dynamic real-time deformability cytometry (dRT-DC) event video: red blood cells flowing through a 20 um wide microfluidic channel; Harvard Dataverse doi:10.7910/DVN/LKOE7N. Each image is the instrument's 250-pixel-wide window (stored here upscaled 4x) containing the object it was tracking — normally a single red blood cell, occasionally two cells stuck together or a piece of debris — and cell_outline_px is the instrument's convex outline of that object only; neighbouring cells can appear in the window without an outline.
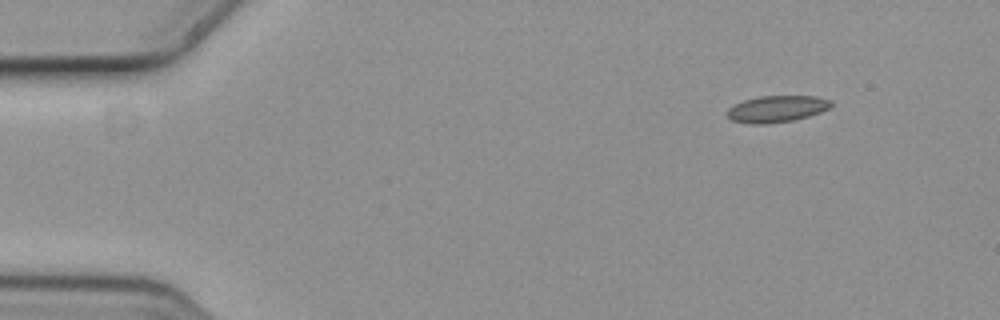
{"species": "common noctule bat (a hibernating species)", "species_latin": "Nyctalus noctula", "temperature_condition": "cold", "stored_images_in_passage": 3, "camera_frame_rate_fps": 3000, "um_per_image_px": 0.085, "animal": {"sex": "female", "body_mass_g": 19.3, "forearm_length_mm": 54.1}, "frame": {"image": 1, "passage_image": 1, "time_ms": 0.0, "image_size_px": [1000, 320], "cell_outline_px": [[832, 104], [828, 108], [820, 112], [808, 116], [792, 120], [768, 124], [748, 124], [732, 120], [728, 116], [728, 108], [744, 100], [760, 96], [816, 96], [832, 100]], "centroid_in_image_um": [66.03, 9.25], "position_along_channel_um": 19.0, "area_um2": 16.01}}